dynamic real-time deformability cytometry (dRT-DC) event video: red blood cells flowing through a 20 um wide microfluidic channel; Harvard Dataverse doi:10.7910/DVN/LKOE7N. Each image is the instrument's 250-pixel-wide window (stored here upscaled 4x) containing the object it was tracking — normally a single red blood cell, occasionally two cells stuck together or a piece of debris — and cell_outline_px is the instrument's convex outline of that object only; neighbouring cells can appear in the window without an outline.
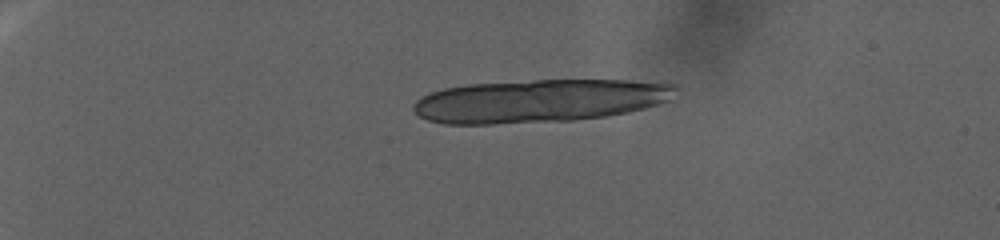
{"species": "human", "species_latin": "Homo sapiens", "temperature_condition": "warm", "stored_images_in_passage": 26, "camera_frame_rate_fps": 3000, "um_per_image_px": 0.085, "donor": {"sex": "female"}, "frame": {"image": 1, "passage_image": 1, "time_ms": 0.0, "image_size_px": [1000, 240], "cell_outline_px": [[676, 88], [668, 100], [644, 108], [628, 112], [604, 116], [572, 120], [492, 124], [444, 124], [428, 120], [420, 116], [412, 108], [412, 104], [416, 100], [428, 92], [444, 88], [468, 84], [536, 80], [664, 80], [676, 84]], "centroid_in_image_um": [45.86, 8.55], "position_along_channel_um": 39.1, "area_um2": 66.18}}
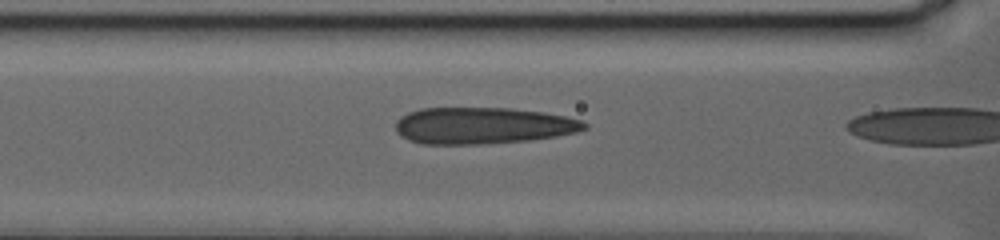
{"frame": {"image": 2, "passage_image": 25, "time_ms": 8.0, "image_size_px": [1000, 240], "cell_outline_px": [[588, 128], [576, 132], [556, 136], [528, 140], [480, 144], [420, 144], [408, 140], [400, 136], [396, 132], [396, 120], [400, 116], [408, 112], [420, 108], [508, 108], [544, 112], [584, 120], [588, 124]], "centroid_in_image_um": [41.02, 10.67], "position_along_channel_um": 125.6, "area_um2": 40.52}}